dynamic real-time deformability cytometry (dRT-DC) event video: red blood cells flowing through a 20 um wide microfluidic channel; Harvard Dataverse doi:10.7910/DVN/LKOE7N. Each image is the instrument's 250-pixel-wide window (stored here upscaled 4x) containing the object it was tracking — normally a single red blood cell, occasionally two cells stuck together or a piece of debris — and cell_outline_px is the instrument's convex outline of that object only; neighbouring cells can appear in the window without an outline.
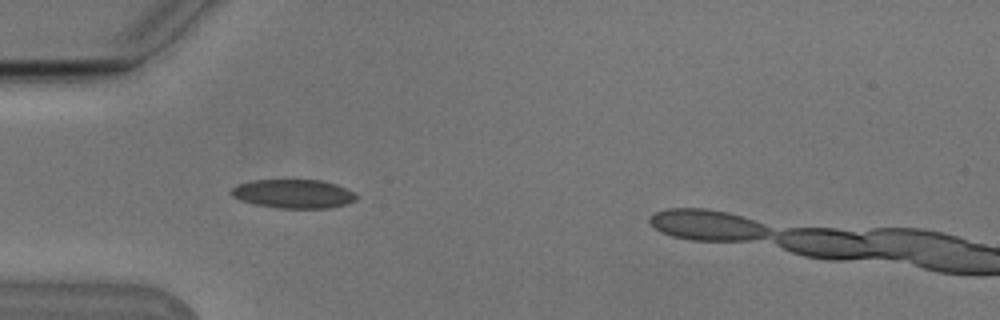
{"species": "Egyptian fruit bat (a non-hibernating species)", "species_latin": "Rousettus aegyptiacus", "temperature_condition": "cold", "stored_images_in_passage": 37, "camera_frame_rate_fps": 3000, "um_per_image_px": 0.085, "animal": {"sex": "male"}, "frame": {"image": 1, "passage_image": 4, "time_ms": 1.0, "image_size_px": [1000, 320], "cell_outline_px": [[356, 200], [348, 204], [328, 208], [276, 208], [256, 204], [240, 200], [232, 196], [228, 192], [236, 184], [252, 180], [320, 180], [336, 184], [352, 192], [356, 196]], "centroid_in_image_um": [24.89, 16.47], "position_along_channel_um": 60.1, "area_um2": 21.04}}
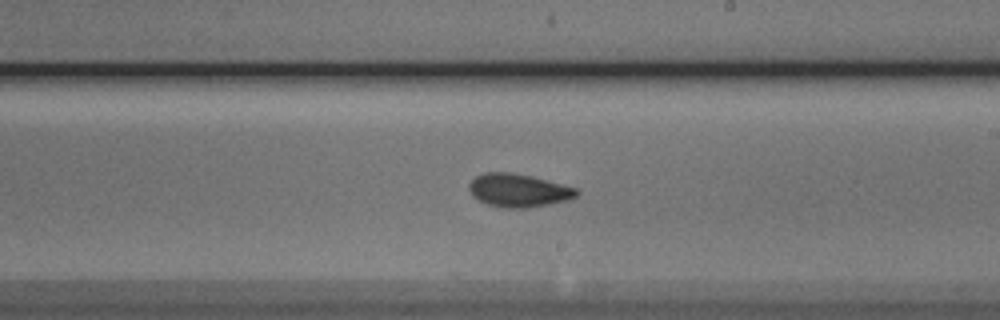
{"frame": {"image": 2, "passage_image": 19, "time_ms": 6.0, "image_size_px": [1000, 320], "cell_outline_px": [[580, 192], [576, 196], [568, 200], [528, 208], [504, 208], [488, 204], [472, 196], [468, 188], [468, 184], [476, 176], [484, 172], [508, 172], [528, 176], [576, 188]], "centroid_in_image_um": [44.03, 16.19], "position_along_channel_um": 245.0, "area_um2": 20.52}}
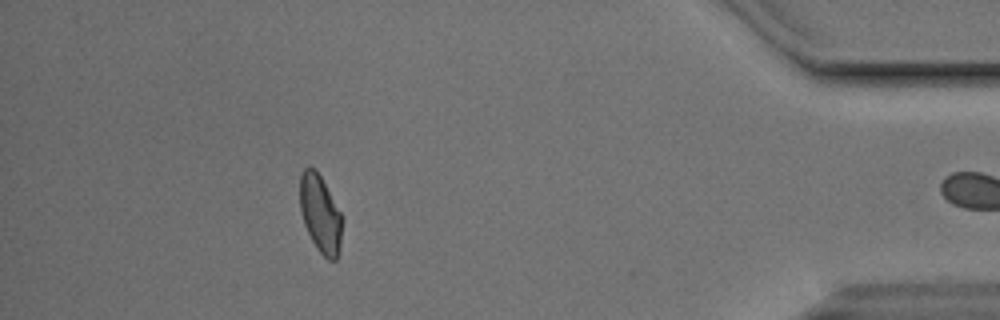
{"frame": {"image": 3, "passage_image": 36, "time_ms": 11.667, "image_size_px": [1000, 320], "cell_outline_px": [[344, 216], [340, 252], [336, 260], [328, 260], [316, 248], [304, 224], [300, 208], [300, 176], [304, 168], [308, 164], [316, 168]], "centroid_in_image_um": [27.26, 18.16], "position_along_channel_um": 407.9, "area_um2": 19.71}}